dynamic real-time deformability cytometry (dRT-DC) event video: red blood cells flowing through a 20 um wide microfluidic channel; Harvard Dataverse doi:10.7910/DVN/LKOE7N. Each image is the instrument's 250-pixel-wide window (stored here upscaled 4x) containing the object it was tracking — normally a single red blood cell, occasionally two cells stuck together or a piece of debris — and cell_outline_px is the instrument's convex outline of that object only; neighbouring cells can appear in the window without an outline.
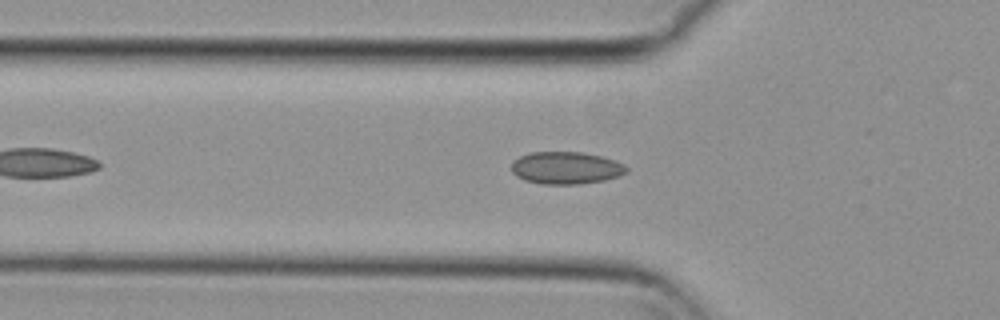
{"species": "common noctule bat (a hibernating species)", "species_latin": "Nyctalus noctula", "temperature_condition": "cold", "stored_images_in_passage": 34, "camera_frame_rate_fps": 3000, "um_per_image_px": 0.085, "animal": {"sex": "female", "body_mass_g": 29.2, "forearm_length_mm": 56.3}, "frame": {"image": 1, "passage_image": 4, "time_ms": 1.0, "image_size_px": [1000, 320], "cell_outline_px": [[628, 172], [620, 176], [604, 180], [580, 184], [540, 184], [524, 180], [516, 176], [512, 172], [512, 164], [520, 156], [528, 152], [580, 152], [600, 156], [616, 160], [624, 164], [628, 168]], "centroid_in_image_um": [48.13, 14.28], "position_along_channel_um": 77.7, "area_um2": 21.79}}
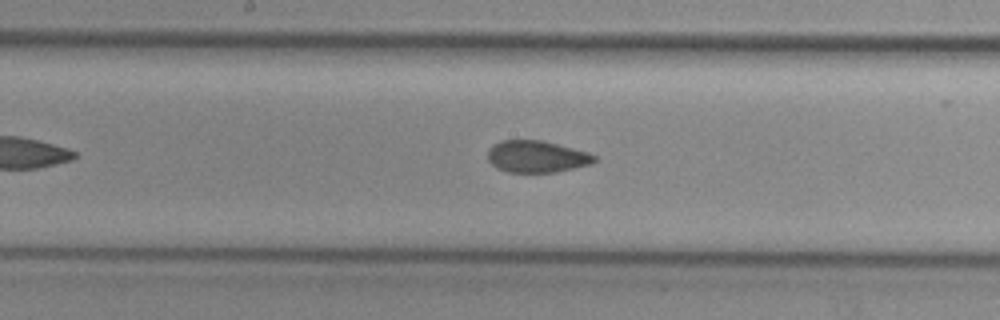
{"frame": {"image": 2, "passage_image": 14, "time_ms": 4.333, "image_size_px": [1000, 320], "cell_outline_px": [[596, 160], [592, 164], [556, 172], [508, 172], [496, 168], [488, 160], [488, 148], [492, 144], [500, 140], [544, 140], [588, 152], [596, 156]], "centroid_in_image_um": [45.6, 13.3], "position_along_channel_um": 202.6, "area_um2": 20.0}}
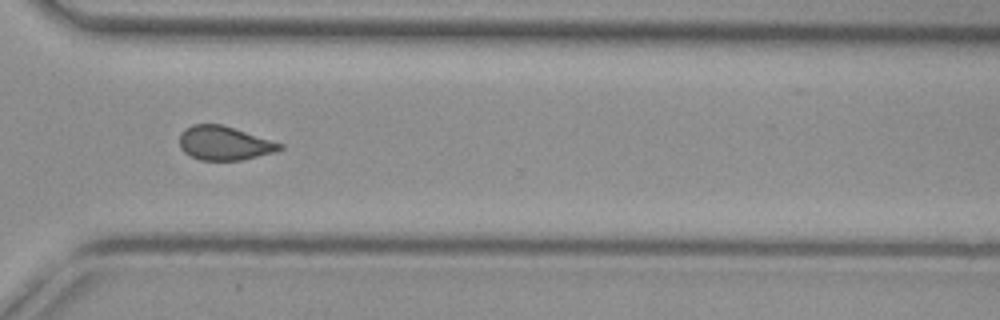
{"frame": {"image": 3, "passage_image": 26, "time_ms": 8.333, "image_size_px": [1000, 320], "cell_outline_px": [[284, 148], [276, 152], [240, 160], [200, 160], [184, 152], [180, 148], [180, 132], [184, 128], [192, 124], [220, 124], [284, 144]], "centroid_in_image_um": [19.05, 12.17], "position_along_channel_um": 351.5, "area_um2": 19.77}, "authors_computed_cell_mechanics": {"area_um2": 20.4323, "velocity_mm_per_s": 3.7227, "shape_relaxation_time_tau1_ms": null, "shape_relaxation_time_tau2_ms": 2.8333, "deformation_change_tau1": null, "deformation_change_tau2": 0.0535}}